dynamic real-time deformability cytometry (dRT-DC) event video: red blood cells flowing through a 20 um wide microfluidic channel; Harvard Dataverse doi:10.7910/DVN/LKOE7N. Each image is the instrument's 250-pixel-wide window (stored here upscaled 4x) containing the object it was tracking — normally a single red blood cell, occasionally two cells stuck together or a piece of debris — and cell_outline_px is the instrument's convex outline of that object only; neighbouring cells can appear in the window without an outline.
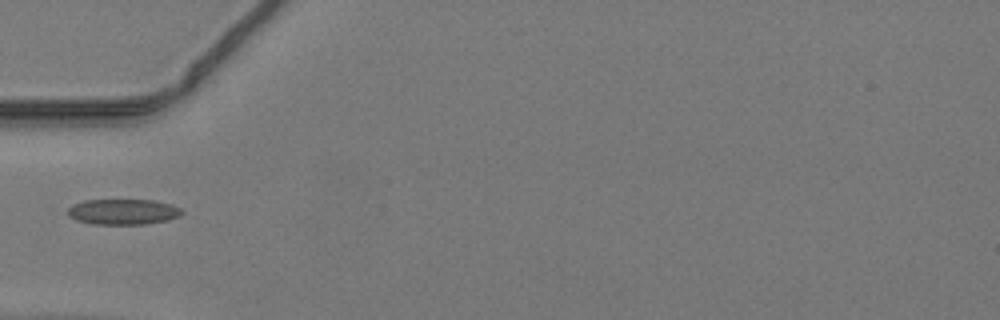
{"species": "common noctule bat (a hibernating species)", "species_latin": "Nyctalus noctula", "temperature_condition": "warm", "stored_images_in_passage": 33, "camera_frame_rate_fps": 3000, "um_per_image_px": 0.085, "animal": {"sex": "male", "body_mass_g": 19.2, "forearm_length_mm": 51.8}, "frame": {"image": 1, "passage_image": 1, "time_ms": 0.0, "image_size_px": [1000, 320], "cell_outline_px": [[184, 212], [180, 216], [168, 220], [144, 224], [92, 224], [76, 220], [68, 216], [68, 208], [72, 204], [84, 200], [152, 200], [172, 204], [180, 208]], "centroid_in_image_um": [10.46, 18.0], "position_along_channel_um": 74.5, "area_um2": 17.11}}
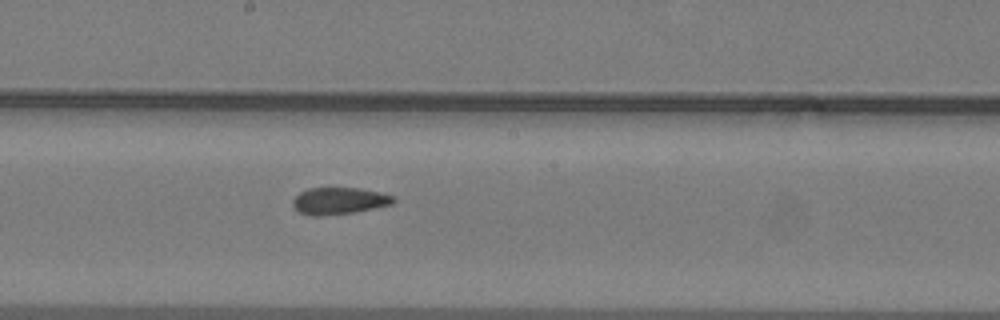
{"frame": {"image": 2, "passage_image": 11, "time_ms": 3.333, "image_size_px": [1000, 320], "cell_outline_px": [[396, 200], [392, 204], [356, 212], [324, 216], [308, 216], [300, 212], [292, 204], [292, 200], [300, 192], [308, 188], [360, 188], [380, 192], [392, 196]], "centroid_in_image_um": [28.81, 17.08], "position_along_channel_um": 219.4, "area_um2": 15.84}}
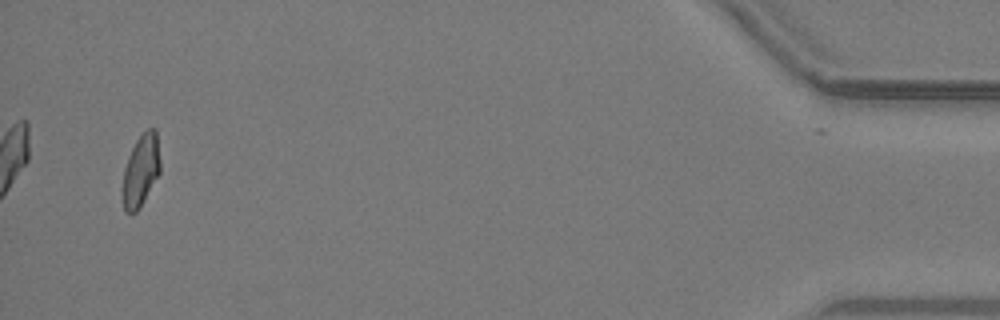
{"frame": {"image": 3, "passage_image": 31, "time_ms": 10.0, "image_size_px": [1000, 320], "cell_outline_px": [[160, 172], [140, 208], [136, 212], [124, 212], [120, 192], [124, 168], [128, 156], [136, 140], [148, 128], [156, 128], [160, 160]], "centroid_in_image_um": [11.94, 14.53], "position_along_channel_um": 423.3, "area_um2": 16.13}}